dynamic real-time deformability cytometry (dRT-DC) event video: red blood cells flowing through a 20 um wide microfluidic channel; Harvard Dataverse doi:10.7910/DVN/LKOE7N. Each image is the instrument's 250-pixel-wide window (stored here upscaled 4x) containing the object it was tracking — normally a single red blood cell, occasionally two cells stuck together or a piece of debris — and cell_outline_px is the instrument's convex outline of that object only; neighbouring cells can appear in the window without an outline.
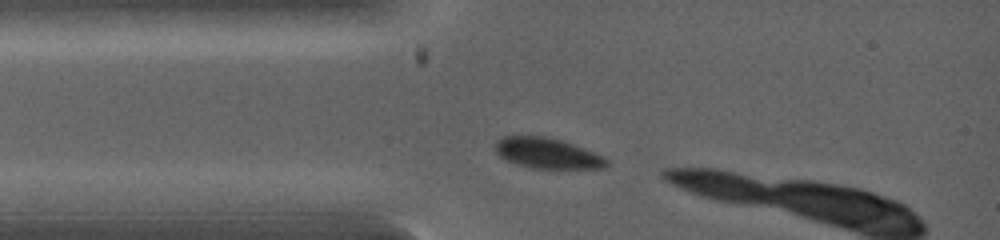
{"species": "common noctule bat (a hibernating species)", "species_latin": "Nyctalus noctula", "temperature_condition": "warm", "stored_images_in_passage": 2, "camera_frame_rate_fps": 5000, "um_per_image_px": 0.085, "animal": {"sex": "female", "body_mass_g": 19.0, "forearm_length_mm": 53.3}, "frame": {"image": 1, "passage_image": 2, "time_ms": 0.6, "image_size_px": [1000, 240], "cell_outline_px": [[608, 164], [604, 168], [532, 168], [516, 164], [504, 160], [496, 152], [496, 144], [504, 136], [544, 136], [560, 140], [584, 148], [604, 156], [608, 160]], "centroid_in_image_um": [46.53, 13.03], "position_along_channel_um": 38.5, "area_um2": 19.59}}